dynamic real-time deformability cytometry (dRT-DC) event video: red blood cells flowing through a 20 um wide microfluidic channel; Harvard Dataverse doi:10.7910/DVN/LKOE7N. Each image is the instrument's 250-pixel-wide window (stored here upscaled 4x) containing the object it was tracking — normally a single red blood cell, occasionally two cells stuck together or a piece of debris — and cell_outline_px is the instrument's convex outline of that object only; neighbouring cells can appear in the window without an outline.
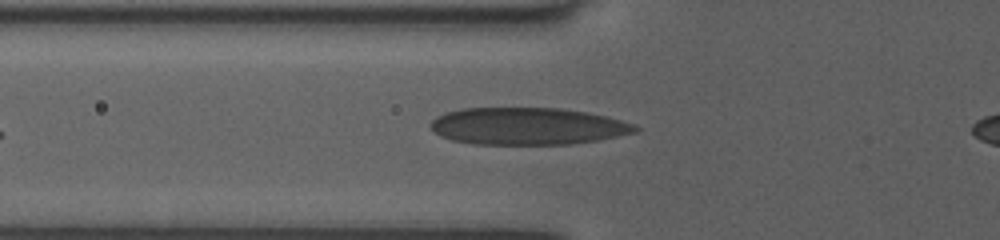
{"species": "human", "species_latin": "Homo sapiens", "temperature_condition": "room temperature", "stored_images_in_passage": 5, "camera_frame_rate_fps": 3000, "um_per_image_px": 0.085, "donor": {"sex": "female"}, "frame": {"image": 1, "passage_image": 5, "time_ms": 1.333, "image_size_px": [1000, 240], "cell_outline_px": [[640, 128], [636, 132], [596, 140], [572, 144], [472, 144], [452, 140], [440, 136], [428, 124], [432, 120], [448, 112], [464, 108], [560, 108], [588, 112], [636, 124]], "centroid_in_image_um": [44.85, 10.73], "position_along_channel_um": 80.9, "area_um2": 44.1}}